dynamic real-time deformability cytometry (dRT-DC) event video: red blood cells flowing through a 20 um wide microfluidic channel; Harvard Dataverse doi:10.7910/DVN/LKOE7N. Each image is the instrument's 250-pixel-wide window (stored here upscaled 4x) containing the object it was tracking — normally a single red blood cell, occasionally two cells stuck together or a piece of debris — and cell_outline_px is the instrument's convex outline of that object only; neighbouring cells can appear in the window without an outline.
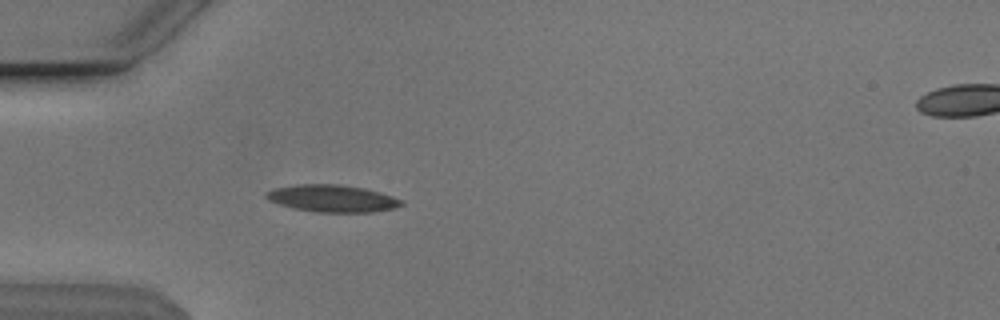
{"species": "Egyptian fruit bat (a non-hibernating species)", "species_latin": "Rousettus aegyptiacus", "temperature_condition": "cold", "stored_images_in_passage": 32, "camera_frame_rate_fps": 3000, "um_per_image_px": 0.085, "animal": {"sex": "male"}, "frame": {"image": 1, "passage_image": 1, "time_ms": 0.0, "image_size_px": [1000, 320], "cell_outline_px": [[404, 204], [396, 208], [372, 212], [316, 212], [296, 208], [280, 204], [268, 200], [264, 196], [264, 192], [276, 188], [296, 184], [340, 184], [364, 188], [380, 192], [392, 196], [400, 200]], "centroid_in_image_um": [28.24, 16.86], "position_along_channel_um": 56.8, "area_um2": 21.33}}
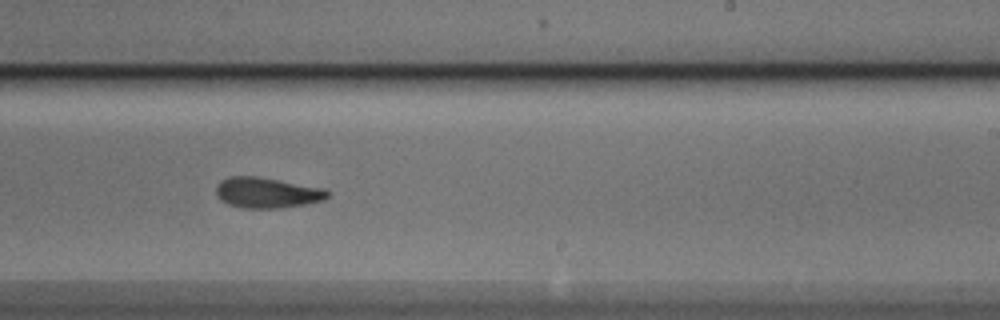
{"frame": {"image": 2, "passage_image": 18, "time_ms": 5.667, "image_size_px": [1000, 320], "cell_outline_px": [[332, 192], [324, 200], [304, 204], [280, 208], [244, 208], [228, 204], [220, 200], [216, 196], [216, 188], [220, 180], [228, 176], [256, 176], [324, 188]], "centroid_in_image_um": [22.68, 16.38], "position_along_channel_um": 266.3, "area_um2": 19.94}}
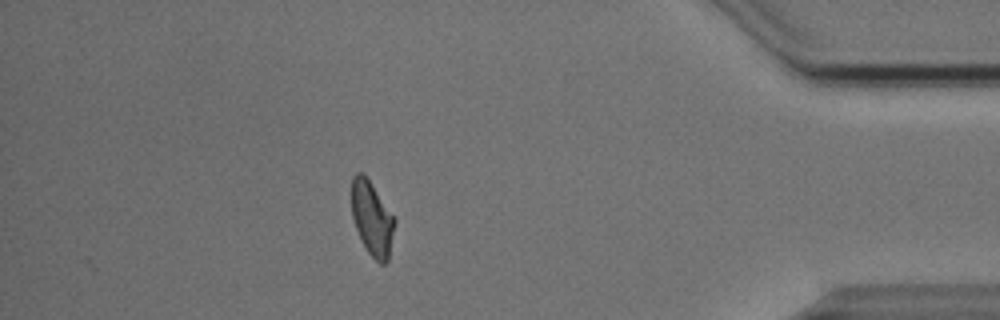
{"frame": {"image": 3, "passage_image": 32, "time_ms": 10.333, "image_size_px": [1000, 320], "cell_outline_px": [[396, 220], [388, 260], [384, 264], [380, 264], [368, 252], [356, 228], [352, 216], [352, 176], [356, 172], [360, 172], [368, 180]], "centroid_in_image_um": [31.62, 18.6], "position_along_channel_um": 403.6, "area_um2": 18.03}, "authors_computed_cell_mechanics": {"area_um2": 20.1433, "velocity_mm_per_s": 3.8286, "shape_relaxation_time_tau1_ms": 5.3348, "shape_relaxation_time_tau2_ms": 3.6827, "deformation_change_tau1": 0.1458, "deformation_change_tau2": 0.1041}}